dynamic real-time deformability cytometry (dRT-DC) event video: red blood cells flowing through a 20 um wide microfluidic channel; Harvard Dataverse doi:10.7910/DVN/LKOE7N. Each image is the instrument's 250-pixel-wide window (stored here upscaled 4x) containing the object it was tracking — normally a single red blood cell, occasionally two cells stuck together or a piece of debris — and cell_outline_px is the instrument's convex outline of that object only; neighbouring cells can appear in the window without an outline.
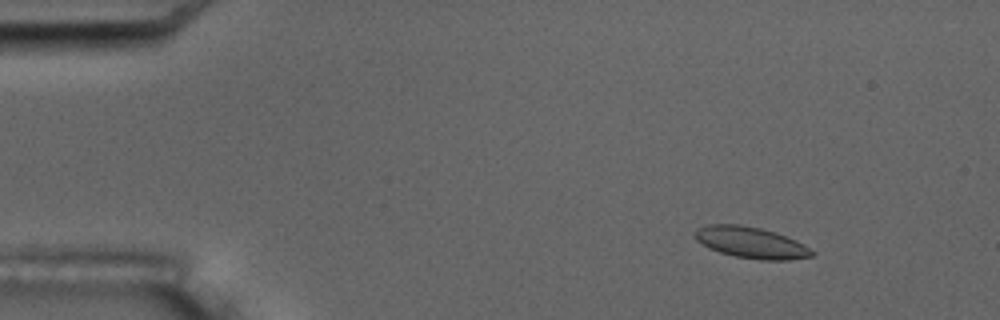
{"species": "common noctule bat (a hibernating species)", "species_latin": "Nyctalus noctula", "temperature_condition": "room temperature", "stored_images_in_passage": 6, "camera_frame_rate_fps": 3000, "um_per_image_px": 0.085, "animal": {"sex": "male", "body_mass_g": 17.5, "forearm_length_mm": 52.3}, "frame": {"image": 1, "passage_image": 2, "time_ms": 1.0, "image_size_px": [1000, 320], "cell_outline_px": [[816, 252], [812, 256], [788, 260], [760, 260], [736, 256], [720, 252], [708, 248], [696, 240], [692, 232], [696, 228], [708, 224], [740, 224], [760, 228], [796, 240]], "centroid_in_image_um": [63.79, 20.61], "position_along_channel_um": 21.2, "area_um2": 21.33}}
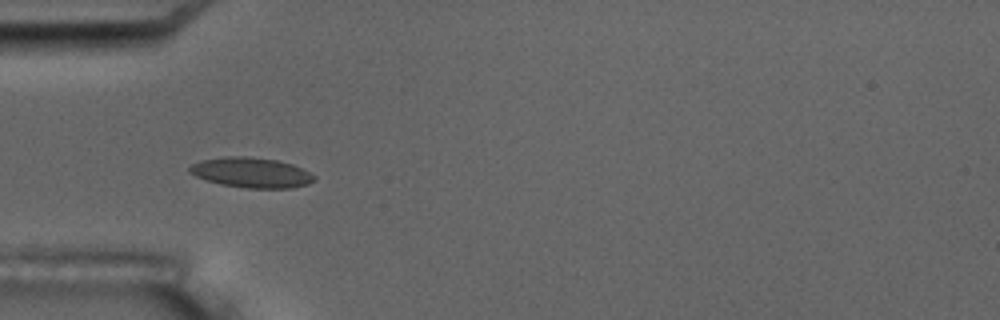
{"frame": {"image": 2, "passage_image": 5, "time_ms": 4.667, "image_size_px": [1000, 320], "cell_outline_px": [[316, 180], [308, 184], [292, 188], [248, 188], [220, 184], [196, 176], [188, 172], [188, 168], [192, 164], [200, 160], [224, 156], [248, 156], [276, 160], [292, 164], [316, 176]], "centroid_in_image_um": [21.35, 14.66], "position_along_channel_um": 63.6, "area_um2": 21.91}}